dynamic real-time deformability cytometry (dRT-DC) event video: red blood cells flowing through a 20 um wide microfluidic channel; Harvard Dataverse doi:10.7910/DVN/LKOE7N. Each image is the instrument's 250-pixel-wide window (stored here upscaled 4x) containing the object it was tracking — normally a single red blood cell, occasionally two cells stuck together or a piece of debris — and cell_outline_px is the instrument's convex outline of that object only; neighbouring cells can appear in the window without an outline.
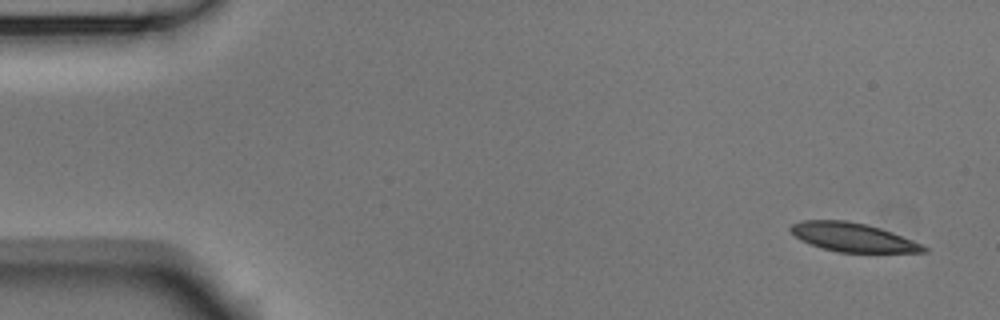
{"species": "Egyptian fruit bat (a non-hibernating species)", "species_latin": "Rousettus aegyptiacus", "temperature_condition": "room temperature", "stored_images_in_passage": 4, "camera_frame_rate_fps": 3000, "um_per_image_px": 0.085, "animal": {"sex": "male"}, "frame": {"image": 1, "passage_image": 1, "time_ms": 0.0, "image_size_px": [1000, 320], "cell_outline_px": [[928, 252], [836, 252], [800, 240], [788, 228], [792, 224], [804, 220], [844, 220], [868, 224], [892, 232], [912, 240], [928, 248]], "centroid_in_image_um": [72.48, 20.16], "position_along_channel_um": 12.5, "area_um2": 22.08}}